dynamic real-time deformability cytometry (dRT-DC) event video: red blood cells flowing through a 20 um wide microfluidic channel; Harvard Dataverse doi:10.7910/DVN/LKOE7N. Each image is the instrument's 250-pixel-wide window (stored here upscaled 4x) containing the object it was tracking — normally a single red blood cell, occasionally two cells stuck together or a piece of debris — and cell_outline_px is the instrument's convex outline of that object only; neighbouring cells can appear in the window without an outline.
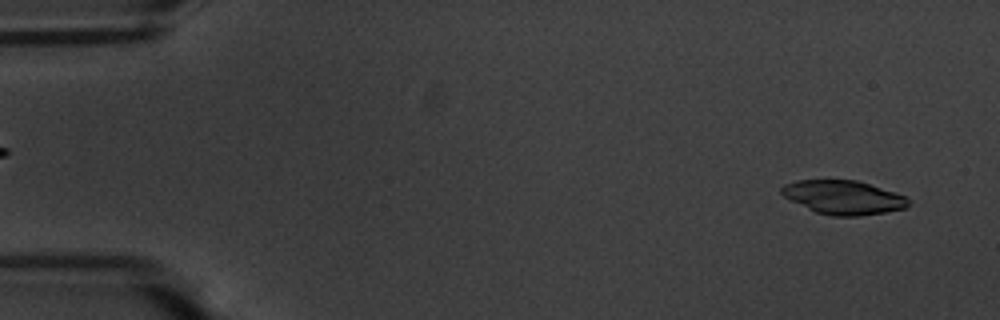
{"species": "common noctule bat (a hibernating species)", "species_latin": "Nyctalus noctula", "temperature_condition": "warm", "stored_images_in_passage": 55, "camera_frame_rate_fps": 3000, "um_per_image_px": 0.085, "animal": {"sex": "male", "body_mass_g": 20.1, "forearm_length_mm": 53.5}, "frame": {"image": 1, "passage_image": 3, "time_ms": 0.667, "image_size_px": [1000, 320], "cell_outline_px": [[912, 204], [904, 208], [884, 212], [860, 216], [832, 216], [816, 212], [784, 196], [780, 192], [780, 188], [784, 184], [796, 180], [856, 180], [904, 196]], "centroid_in_image_um": [71.66, 16.78], "position_along_channel_um": 13.3, "area_um2": 24.62}}
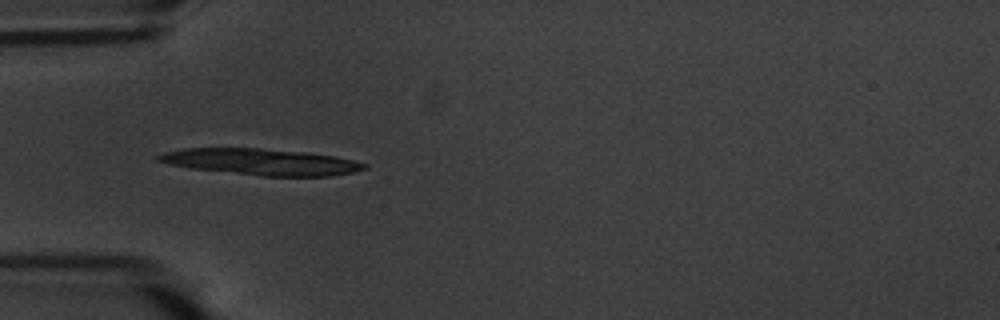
{"frame": {"image": 2, "passage_image": 17, "time_ms": 5.333, "image_size_px": [1000, 320], "cell_outline_px": [[368, 168], [352, 172], [332, 176], [264, 176], [192, 168], [168, 164], [156, 160], [156, 156], [164, 152], [184, 148], [260, 148], [308, 152], [336, 156], [368, 164]], "centroid_in_image_um": [22.22, 13.75], "position_along_channel_um": 62.8, "area_um2": 31.56}}